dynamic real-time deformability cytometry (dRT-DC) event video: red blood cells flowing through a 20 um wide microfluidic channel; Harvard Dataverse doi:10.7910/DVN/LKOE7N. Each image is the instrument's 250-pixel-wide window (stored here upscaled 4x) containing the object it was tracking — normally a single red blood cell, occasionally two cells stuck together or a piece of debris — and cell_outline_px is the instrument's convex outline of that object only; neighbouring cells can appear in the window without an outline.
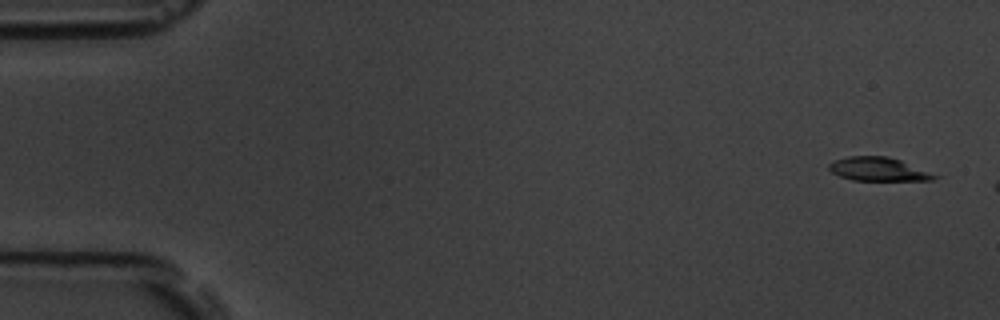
{"species": "common noctule bat (a hibernating species)", "species_latin": "Nyctalus noctula", "temperature_condition": "room temperature", "stored_images_in_passage": 9, "camera_frame_rate_fps": 3000, "um_per_image_px": 0.085, "animal": {"sex": "male", "body_mass_g": 19.5, "forearm_length_mm": 54.6}, "frame": {"image": 1, "passage_image": 3, "time_ms": 0.667, "image_size_px": [1000, 320], "cell_outline_px": [[944, 176], [932, 180], [852, 180], [840, 176], [832, 172], [828, 168], [828, 164], [832, 160], [848, 156], [888, 156], [900, 160]], "centroid_in_image_um": [74.7, 14.38], "position_along_channel_um": 10.3, "area_um2": 14.74}}